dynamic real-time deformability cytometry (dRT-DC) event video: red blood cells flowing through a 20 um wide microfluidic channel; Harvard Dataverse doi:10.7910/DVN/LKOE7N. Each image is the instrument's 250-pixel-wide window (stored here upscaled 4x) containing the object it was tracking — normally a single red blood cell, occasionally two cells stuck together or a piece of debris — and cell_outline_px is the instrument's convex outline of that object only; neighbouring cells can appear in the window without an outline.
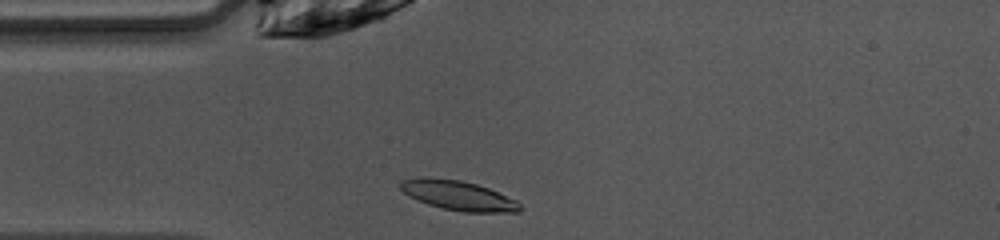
{"species": "common noctule bat (a hibernating species)", "species_latin": "Nyctalus noctula", "temperature_condition": "warm", "stored_images_in_passage": 33, "camera_frame_rate_fps": 3000, "um_per_image_px": 0.085, "animal": {"sex": "female", "body_mass_g": 10.0, "forearm_length_mm": 53.1}, "frame": {"image": 1, "passage_image": 1, "time_ms": 0.0, "image_size_px": [1000, 240], "cell_outline_px": [[524, 208], [520, 212], [464, 212], [444, 208], [428, 204], [404, 192], [400, 188], [400, 180], [460, 180], [476, 184], [488, 188], [516, 200]], "centroid_in_image_um": [39.1, 16.67], "position_along_channel_um": 45.9, "area_um2": 19.59}}
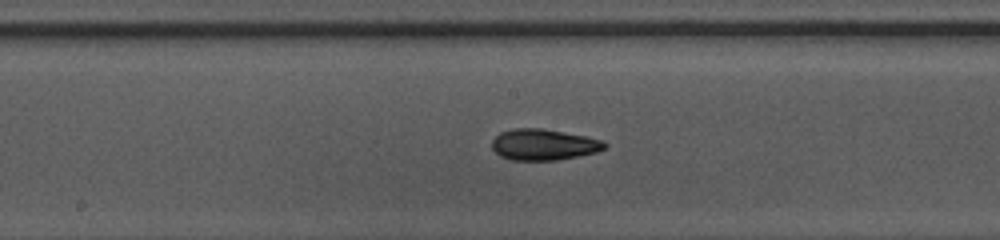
{"frame": {"image": 2, "passage_image": 13, "time_ms": 4.0, "image_size_px": [1000, 240], "cell_outline_px": [[608, 144], [604, 148], [596, 152], [556, 160], [512, 160], [500, 156], [492, 148], [492, 140], [500, 132], [512, 128], [540, 128], [584, 136], [604, 140]], "centroid_in_image_um": [46.19, 12.29], "position_along_channel_um": 202.0, "area_um2": 20.29}}
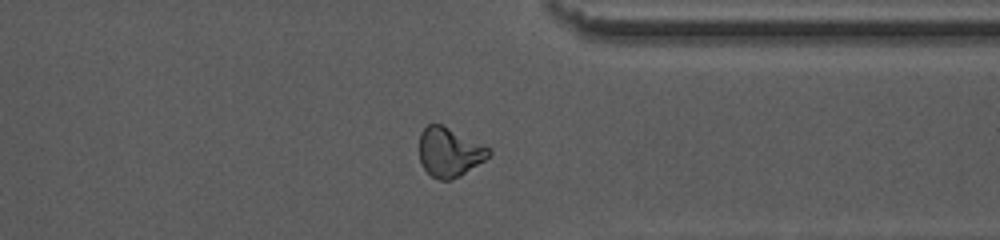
{"frame": {"image": 3, "passage_image": 26, "time_ms": 8.333, "image_size_px": [1000, 240], "cell_outline_px": [[492, 152], [484, 160], [460, 176], [448, 180], [440, 180], [432, 176], [424, 168], [420, 160], [420, 132], [428, 124], [440, 124], [488, 148]], "centroid_in_image_um": [38.16, 12.95], "position_along_channel_um": 373.2, "area_um2": 19.31}, "authors_computed_cell_mechanics": {"area_um2": 19.941, "velocity_mm_per_s": 4.0714, "shape_relaxation_time_tau1_ms": 4.9789, "shape_relaxation_time_tau2_ms": 3.3914, "deformation_change_tau1": 0.143, "deformation_change_tau2": 0.0927}}